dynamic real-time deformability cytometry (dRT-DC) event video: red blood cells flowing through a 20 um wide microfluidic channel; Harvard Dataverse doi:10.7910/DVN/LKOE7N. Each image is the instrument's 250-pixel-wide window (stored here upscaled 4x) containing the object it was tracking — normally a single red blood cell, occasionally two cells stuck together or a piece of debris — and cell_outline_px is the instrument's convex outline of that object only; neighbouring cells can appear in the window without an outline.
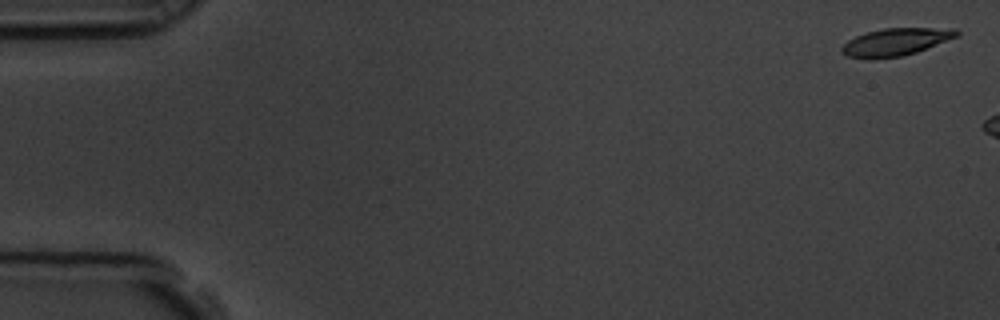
{"species": "common noctule bat (a hibernating species)", "species_latin": "Nyctalus noctula", "temperature_condition": "room temperature", "stored_images_in_passage": 3, "camera_frame_rate_fps": 3000, "um_per_image_px": 0.085, "animal": {"sex": "male", "body_mass_g": 19.5, "forearm_length_mm": 54.6}, "frame": {"image": 1, "passage_image": 1, "time_ms": 0.0, "image_size_px": [1000, 320], "cell_outline_px": [[960, 36], [916, 52], [900, 56], [872, 60], [868, 60], [848, 56], [840, 52], [840, 48], [848, 40], [856, 36], [868, 32], [884, 28], [956, 28], [960, 32]], "centroid_in_image_um": [76.14, 3.57], "position_along_channel_um": 8.9, "area_um2": 18.61}}